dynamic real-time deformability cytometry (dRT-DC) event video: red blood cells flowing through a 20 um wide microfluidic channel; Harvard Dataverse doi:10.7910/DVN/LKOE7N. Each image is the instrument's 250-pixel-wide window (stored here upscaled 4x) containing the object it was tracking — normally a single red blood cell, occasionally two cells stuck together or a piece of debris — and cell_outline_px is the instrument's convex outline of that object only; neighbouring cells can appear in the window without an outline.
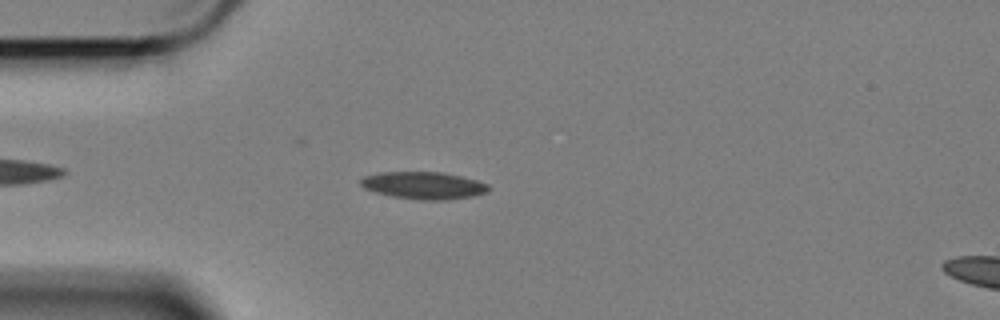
{"species": "Egyptian fruit bat (a non-hibernating species)", "species_latin": "Rousettus aegyptiacus", "temperature_condition": "cold", "stored_images_in_passage": 51, "camera_frame_rate_fps": 3000, "um_per_image_px": 0.085, "animal": {"sex": "female"}, "frame": {"image": 1, "passage_image": 8, "time_ms": 2.333, "image_size_px": [1000, 320], "cell_outline_px": [[492, 188], [488, 192], [472, 196], [448, 200], [420, 200], [392, 196], [376, 192], [364, 188], [360, 184], [360, 180], [364, 176], [380, 172], [444, 172], [476, 180], [488, 184]], "centroid_in_image_um": [36.03, 15.76], "position_along_channel_um": 49.0, "area_um2": 20.4}}
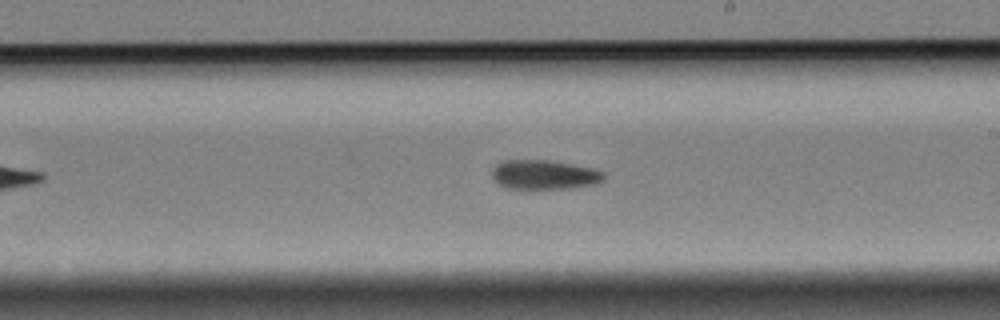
{"frame": {"image": 2, "passage_image": 26, "time_ms": 8.333, "image_size_px": [1000, 320], "cell_outline_px": [[604, 180], [596, 184], [568, 188], [504, 188], [492, 176], [492, 168], [496, 164], [504, 160], [548, 160], [592, 168], [604, 172]], "centroid_in_image_um": [46.25, 14.84], "position_along_channel_um": 242.7, "area_um2": 18.96}}
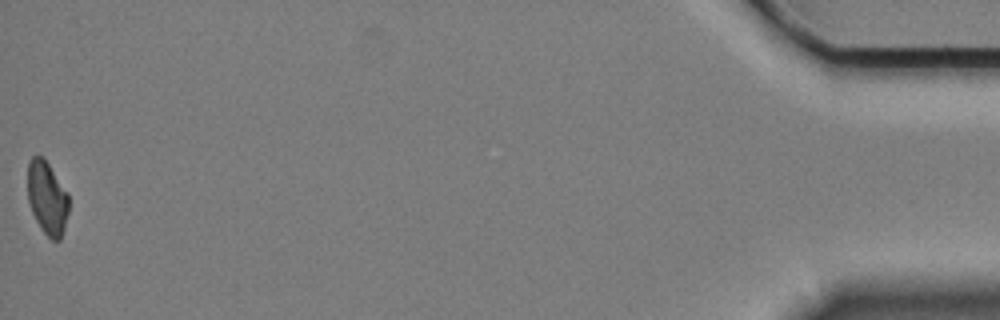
{"frame": {"image": 3, "passage_image": 51, "time_ms": 16.667, "image_size_px": [1000, 320], "cell_outline_px": [[68, 212], [64, 228], [60, 240], [52, 240], [40, 228], [32, 212], [28, 200], [28, 160], [32, 156], [44, 156], [68, 192]], "centroid_in_image_um": [4.01, 16.79], "position_along_channel_um": 431.2, "area_um2": 17.69}, "authors_computed_cell_mechanics": {"area_um2": 19.3052, "velocity_mm_per_s": 3.4037, "shape_relaxation_time_tau1_ms": 10.1342, "shape_relaxation_time_tau2_ms": 10.0325, "deformation_change_tau1": 0.184, "deformation_change_tau2": 0.1664}}